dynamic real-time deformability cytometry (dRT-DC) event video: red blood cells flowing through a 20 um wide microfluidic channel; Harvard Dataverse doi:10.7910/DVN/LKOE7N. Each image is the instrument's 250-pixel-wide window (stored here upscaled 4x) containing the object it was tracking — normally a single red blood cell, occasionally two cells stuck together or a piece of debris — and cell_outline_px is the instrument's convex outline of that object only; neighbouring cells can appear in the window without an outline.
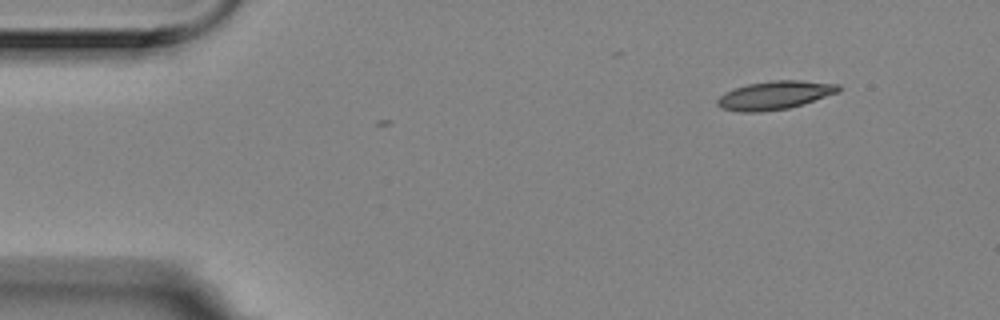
{"species": "Egyptian fruit bat (a non-hibernating species)", "species_latin": "Rousettus aegyptiacus", "temperature_condition": "room temperature", "stored_images_in_passage": 3, "camera_frame_rate_fps": 3000, "um_per_image_px": 0.085, "animal": {"sex": "female"}, "frame": {"image": 1, "passage_image": 3, "time_ms": 0.667, "image_size_px": [1000, 320], "cell_outline_px": [[840, 92], [804, 104], [788, 108], [756, 112], [744, 112], [724, 108], [716, 104], [716, 100], [724, 92], [748, 84], [772, 80], [800, 80], [840, 84]], "centroid_in_image_um": [65.9, 8.08], "position_along_channel_um": 19.1, "area_um2": 20.0}}